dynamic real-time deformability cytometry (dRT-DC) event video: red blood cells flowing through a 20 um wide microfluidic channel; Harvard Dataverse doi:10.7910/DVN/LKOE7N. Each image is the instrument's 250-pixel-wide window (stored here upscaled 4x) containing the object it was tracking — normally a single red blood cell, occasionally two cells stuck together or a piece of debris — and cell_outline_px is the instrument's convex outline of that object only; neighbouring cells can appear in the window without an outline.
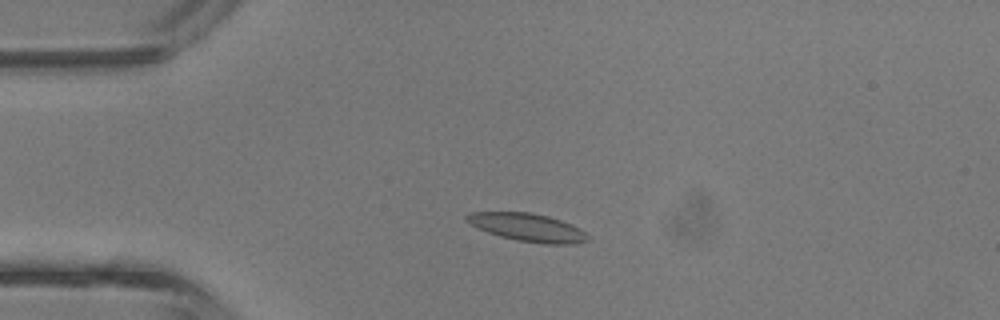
{"species": "common noctule bat (a hibernating species)", "species_latin": "Nyctalus noctula", "temperature_condition": "room temperature", "stored_images_in_passage": 26, "camera_frame_rate_fps": 3000, "um_per_image_px": 0.085, "animal": {"sex": "male", "body_mass_g": 13.3}, "frame": {"image": 1, "passage_image": 1, "time_ms": 0.0, "image_size_px": [1000, 320], "cell_outline_px": [[588, 240], [572, 244], [544, 244], [516, 240], [500, 236], [488, 232], [464, 220], [464, 216], [472, 212], [532, 212], [548, 216], [572, 224], [580, 228], [588, 236]], "centroid_in_image_um": [44.86, 19.32], "position_along_channel_um": 40.1, "area_um2": 19.65}}
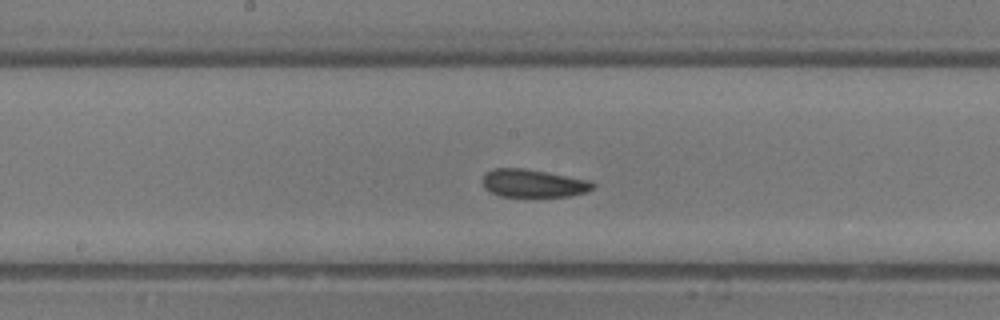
{"frame": {"image": 2, "passage_image": 13, "time_ms": 4.0, "image_size_px": [1000, 320], "cell_outline_px": [[596, 184], [592, 188], [584, 192], [572, 196], [532, 200], [500, 196], [484, 188], [480, 180], [484, 172], [492, 168], [524, 168], [588, 180]], "centroid_in_image_um": [45.25, 15.63], "position_along_channel_um": 202.9, "area_um2": 18.96}}
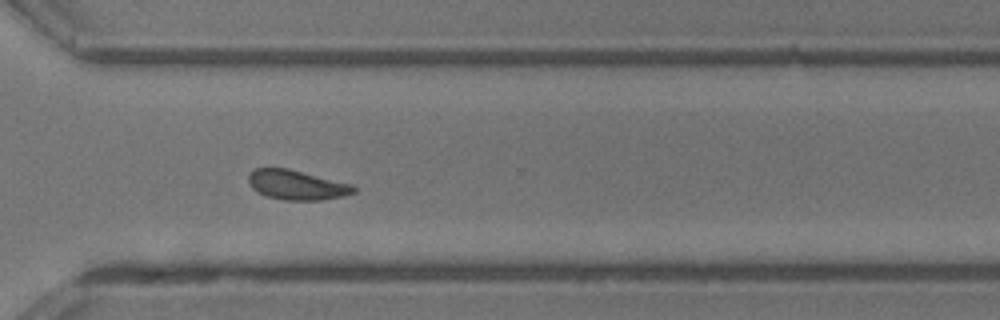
{"frame": {"image": 3, "passage_image": 22, "time_ms": 7.0, "image_size_px": [1000, 320], "cell_outline_px": [[356, 192], [344, 196], [320, 200], [284, 200], [264, 196], [252, 188], [248, 180], [248, 172], [256, 168], [288, 168], [352, 184], [356, 188]], "centroid_in_image_um": [25.21, 15.72], "position_along_channel_um": 345.4, "area_um2": 18.32}, "authors_computed_cell_mechanics": {"area_um2": 18.5827, "velocity_mm_per_s": 4.7717, "shape_relaxation_time_tau1_ms": null, "shape_relaxation_time_tau2_ms": 2.3518, "deformation_change_tau1": null, "deformation_change_tau2": 0.0923}}